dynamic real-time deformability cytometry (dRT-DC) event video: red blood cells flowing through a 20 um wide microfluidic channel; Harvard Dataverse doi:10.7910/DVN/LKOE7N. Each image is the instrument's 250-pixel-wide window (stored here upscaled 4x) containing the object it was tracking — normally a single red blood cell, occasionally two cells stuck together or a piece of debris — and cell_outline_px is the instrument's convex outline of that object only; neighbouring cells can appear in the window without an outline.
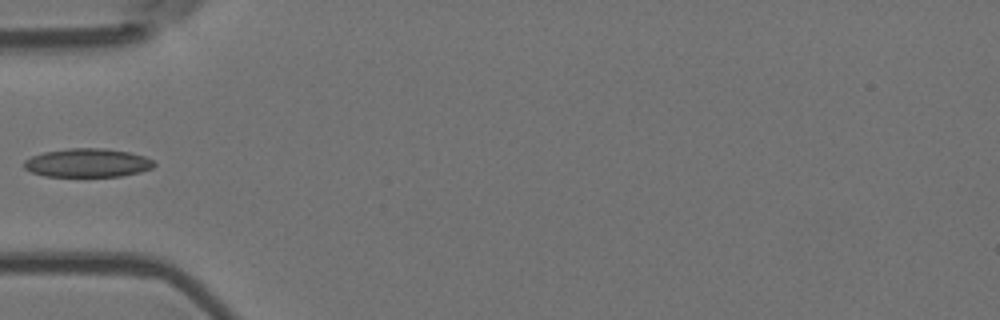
{"species": "Egyptian fruit bat (a non-hibernating species)", "species_latin": "Rousettus aegyptiacus", "temperature_condition": "room temperature", "stored_images_in_passage": 5, "camera_frame_rate_fps": 3000, "um_per_image_px": 0.085, "animal": {"sex": "female"}, "frame": {"image": 1, "passage_image": 5, "time_ms": 1.333, "image_size_px": [1000, 320], "cell_outline_px": [[156, 164], [152, 168], [140, 172], [120, 176], [44, 176], [32, 172], [24, 168], [24, 160], [32, 156], [44, 152], [68, 148], [104, 148], [128, 152], [144, 156], [152, 160]], "centroid_in_image_um": [7.43, 13.84], "position_along_channel_um": 77.6, "area_um2": 21.62}}